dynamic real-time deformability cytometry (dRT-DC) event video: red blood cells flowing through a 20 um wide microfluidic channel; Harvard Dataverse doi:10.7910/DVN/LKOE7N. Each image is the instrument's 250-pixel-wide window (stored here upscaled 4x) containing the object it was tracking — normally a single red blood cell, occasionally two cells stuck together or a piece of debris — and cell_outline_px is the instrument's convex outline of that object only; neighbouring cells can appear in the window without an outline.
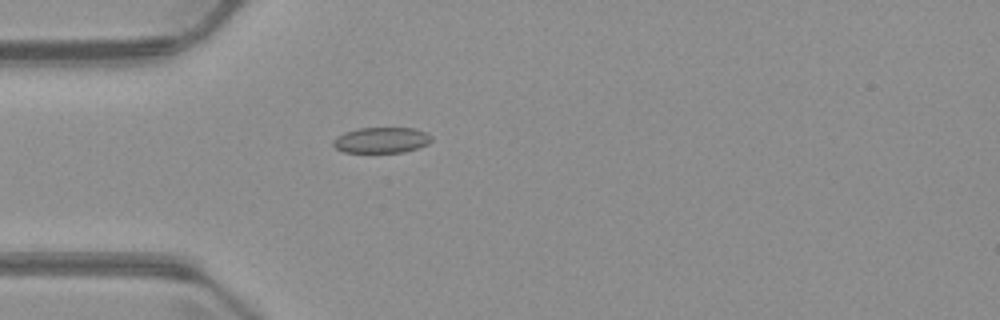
{"species": "common noctule bat (a hibernating species)", "species_latin": "Nyctalus noctula", "temperature_condition": "warm", "stored_images_in_passage": 4, "camera_frame_rate_fps": 3000, "um_per_image_px": 0.085, "animal": {"sex": "male", "body_mass_g": 23.1, "forearm_length_mm": 52.7}, "frame": {"image": 1, "passage_image": 4, "time_ms": 3.667, "image_size_px": [1000, 320], "cell_outline_px": [[432, 140], [428, 144], [404, 152], [344, 152], [336, 148], [332, 144], [332, 140], [336, 136], [344, 132], [356, 128], [416, 128], [428, 132], [432, 136]], "centroid_in_image_um": [32.42, 11.89], "position_along_channel_um": 52.6, "area_um2": 14.91}}